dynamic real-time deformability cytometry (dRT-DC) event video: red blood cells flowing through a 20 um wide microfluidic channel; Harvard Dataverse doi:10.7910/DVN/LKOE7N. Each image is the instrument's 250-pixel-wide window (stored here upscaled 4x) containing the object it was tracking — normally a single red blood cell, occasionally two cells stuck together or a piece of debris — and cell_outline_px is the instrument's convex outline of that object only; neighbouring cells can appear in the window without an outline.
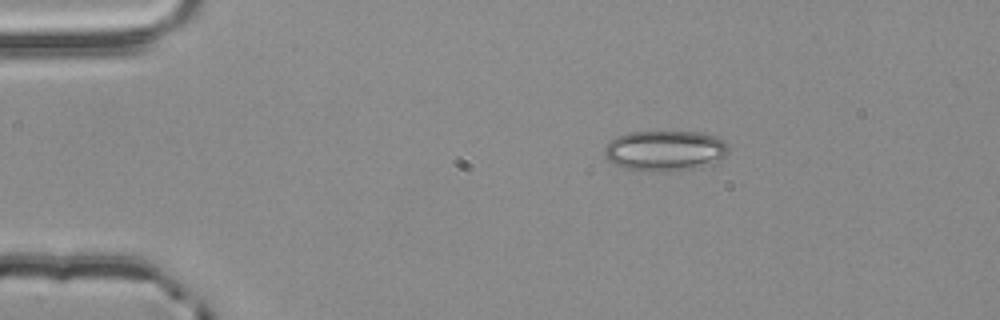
{"species": "common noctule bat (a hibernating species)", "species_latin": "Nyctalus noctula", "temperature_condition": "room temperature", "stored_images_in_passage": 3, "camera_frame_rate_fps": 3000, "um_per_image_px": 0.085, "animal": {"sex": "male", "body_mass_g": 20.4}, "frame": {"image": 1, "passage_image": 1, "time_ms": 0.0, "image_size_px": [1000, 320], "cell_outline_px": [[728, 152], [724, 156], [712, 164], [672, 172], [656, 172], [620, 168], [612, 164], [604, 156], [604, 148], [616, 136], [628, 132], [700, 132], [716, 136], [724, 140], [728, 144]], "centroid_in_image_um": [56.5, 12.82], "position_along_channel_um": 28.5, "area_um2": 29.65}}